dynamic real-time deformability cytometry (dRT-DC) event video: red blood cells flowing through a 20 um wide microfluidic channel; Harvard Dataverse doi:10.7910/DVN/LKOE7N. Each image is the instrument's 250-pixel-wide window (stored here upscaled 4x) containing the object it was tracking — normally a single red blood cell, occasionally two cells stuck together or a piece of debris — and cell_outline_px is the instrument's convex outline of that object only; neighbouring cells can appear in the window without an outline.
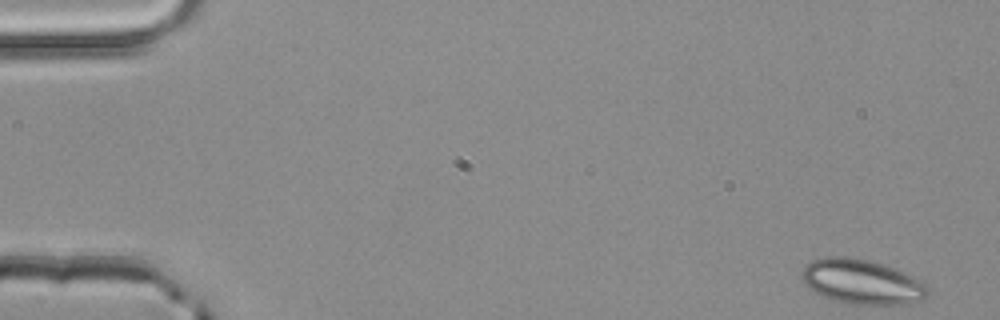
{"species": "common noctule bat (a hibernating species)", "species_latin": "Nyctalus noctula", "temperature_condition": "room temperature", "stored_images_in_passage": 50, "camera_frame_rate_fps": 3000, "um_per_image_px": 0.085, "animal": {"sex": "male", "body_mass_g": 20.4}, "frame": {"image": 1, "passage_image": 1, "time_ms": 0.0, "image_size_px": [1000, 320], "cell_outline_px": [[928, 296], [924, 300], [904, 304], [852, 304], [832, 300], [808, 288], [800, 280], [800, 272], [804, 264], [812, 260], [824, 256], [848, 256], [868, 260], [884, 264], [904, 272], [928, 284]], "centroid_in_image_um": [73.23, 23.94], "position_along_channel_um": 11.8, "area_um2": 33.35}}
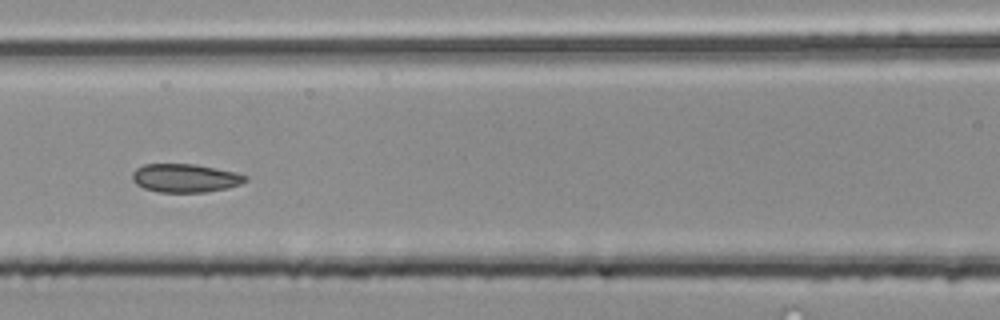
{"frame": {"image": 2, "passage_image": 22, "time_ms": 7.0, "image_size_px": [1000, 320], "cell_outline_px": [[248, 180], [240, 184], [228, 188], [208, 192], [160, 192], [144, 188], [136, 184], [132, 180], [132, 172], [136, 168], [144, 164], [196, 164], [236, 172], [248, 176]], "centroid_in_image_um": [15.75, 15.13], "position_along_channel_um": 150.8, "area_um2": 18.9}}
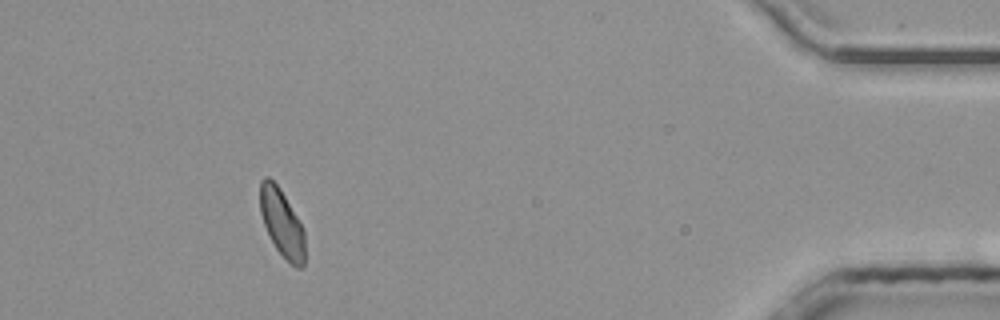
{"frame": {"image": 3, "passage_image": 46, "time_ms": 15.0, "image_size_px": [1000, 320], "cell_outline_px": [[304, 268], [296, 268], [276, 248], [264, 224], [260, 212], [260, 180], [264, 176], [268, 176], [280, 188], [296, 216], [304, 232]], "centroid_in_image_um": [23.94, 18.93], "position_along_channel_um": 411.3, "area_um2": 17.22}, "authors_computed_cell_mechanics": {"area_um2": 18.6694, "velocity_mm_per_s": 4.0353, "shape_relaxation_time_tau1_ms": 5.6669, "shape_relaxation_time_tau2_ms": 0.9615, "deformation_change_tau1": 0.0897, "deformation_change_tau2": 0.052}}